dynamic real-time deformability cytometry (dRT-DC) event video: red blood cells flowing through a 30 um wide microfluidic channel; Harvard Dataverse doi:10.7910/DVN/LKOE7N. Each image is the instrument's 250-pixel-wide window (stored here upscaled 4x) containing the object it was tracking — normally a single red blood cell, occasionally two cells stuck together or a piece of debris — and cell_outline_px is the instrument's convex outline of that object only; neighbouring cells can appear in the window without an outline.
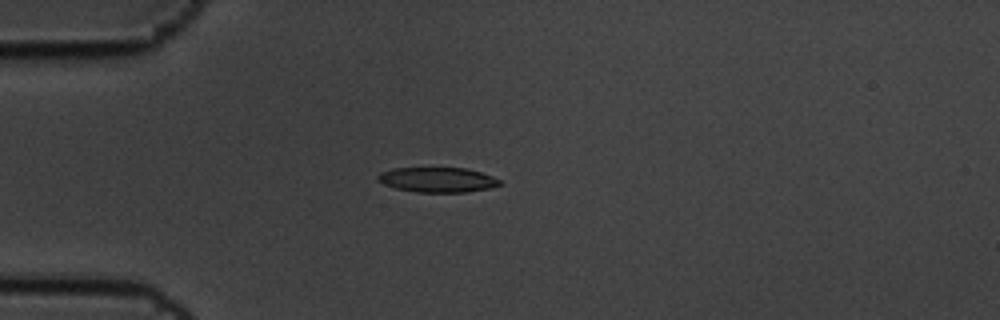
{"species": "common noctule bat (a hibernating species)", "species_latin": "Nyctalus noctula", "temperature_condition": "cold", "stored_images_in_passage": 6, "camera_frame_rate_fps": 3000, "um_per_image_px": 0.085, "animal": {"sex": "male", "body_mass_g": 19.5, "forearm_length_mm": 54.6}, "frame": {"image": 1, "passage_image": 4, "time_ms": 1.0, "image_size_px": [1000, 320], "cell_outline_px": [[504, 184], [492, 188], [468, 192], [416, 192], [396, 188], [384, 184], [376, 180], [376, 176], [380, 172], [392, 168], [468, 168], [492, 176], [500, 180]], "centroid_in_image_um": [37.2, 15.28], "position_along_channel_um": 47.8, "area_um2": 17.92}}
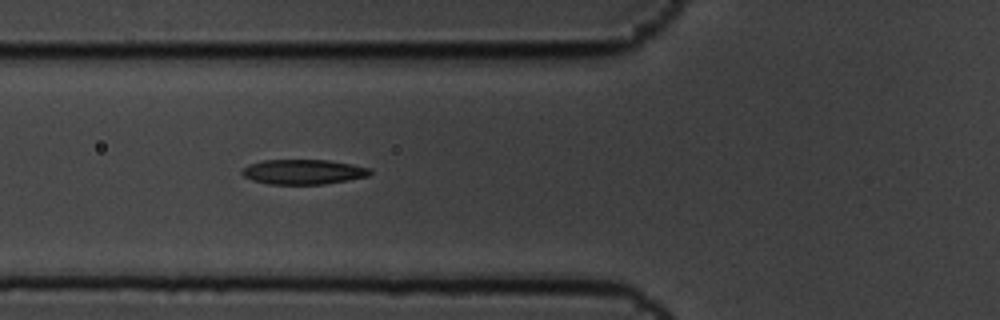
{"frame": {"image": 2, "passage_image": 6, "time_ms": 1.667, "image_size_px": [1000, 320], "cell_outline_px": [[372, 172], [368, 176], [348, 180], [324, 184], [268, 184], [252, 180], [244, 176], [240, 172], [248, 164], [264, 160], [328, 160], [352, 164], [372, 168]], "centroid_in_image_um": [25.79, 14.6], "position_along_channel_um": 100.0, "area_um2": 18.61}}